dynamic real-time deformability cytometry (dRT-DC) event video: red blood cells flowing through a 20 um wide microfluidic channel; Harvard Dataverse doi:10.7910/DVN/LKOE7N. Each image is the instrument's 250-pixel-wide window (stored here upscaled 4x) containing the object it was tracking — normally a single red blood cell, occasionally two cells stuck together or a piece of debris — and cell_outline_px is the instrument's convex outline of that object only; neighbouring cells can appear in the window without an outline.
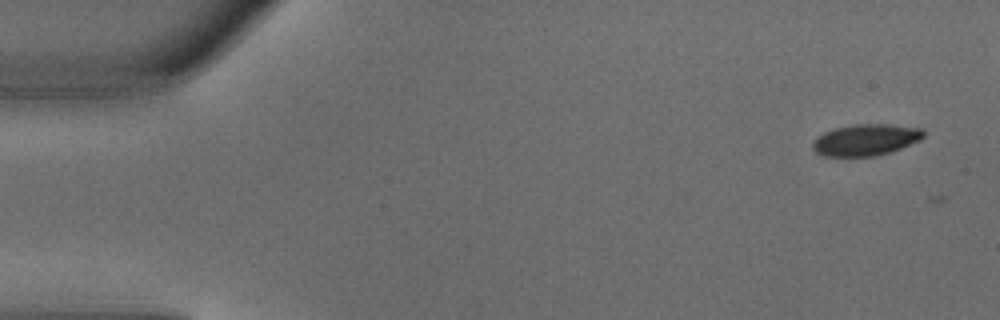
{"species": "common noctule bat (a hibernating species)", "species_latin": "Nyctalus noctula", "temperature_condition": "warm", "stored_images_in_passage": 4, "camera_frame_rate_fps": 3000, "um_per_image_px": 0.085, "animal": {"sex": "male", "body_mass_g": 18.8}, "frame": {"image": 1, "passage_image": 1, "time_ms": 0.0, "image_size_px": [1000, 320], "cell_outline_px": [[924, 136], [920, 140], [900, 148], [888, 152], [872, 156], [824, 156], [816, 152], [812, 148], [812, 144], [824, 132], [836, 128], [856, 124], [888, 124], [920, 128], [924, 132]], "centroid_in_image_um": [73.59, 11.88], "position_along_channel_um": 11.4, "area_um2": 19.94}}
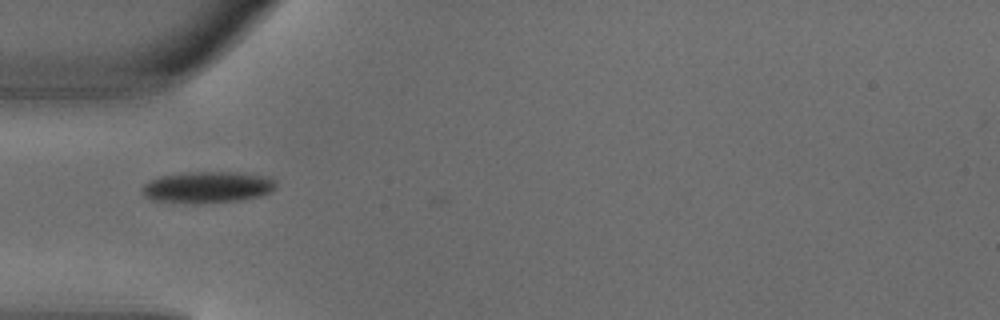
{"frame": {"image": 2, "passage_image": 4, "time_ms": 1.0, "image_size_px": [1000, 320], "cell_outline_px": [[276, 188], [260, 196], [240, 200], [200, 204], [188, 204], [152, 200], [144, 196], [140, 188], [148, 180], [160, 176], [184, 172], [244, 172], [268, 176], [276, 180]], "centroid_in_image_um": [17.62, 15.91], "position_along_channel_um": 67.4, "area_um2": 25.14}}